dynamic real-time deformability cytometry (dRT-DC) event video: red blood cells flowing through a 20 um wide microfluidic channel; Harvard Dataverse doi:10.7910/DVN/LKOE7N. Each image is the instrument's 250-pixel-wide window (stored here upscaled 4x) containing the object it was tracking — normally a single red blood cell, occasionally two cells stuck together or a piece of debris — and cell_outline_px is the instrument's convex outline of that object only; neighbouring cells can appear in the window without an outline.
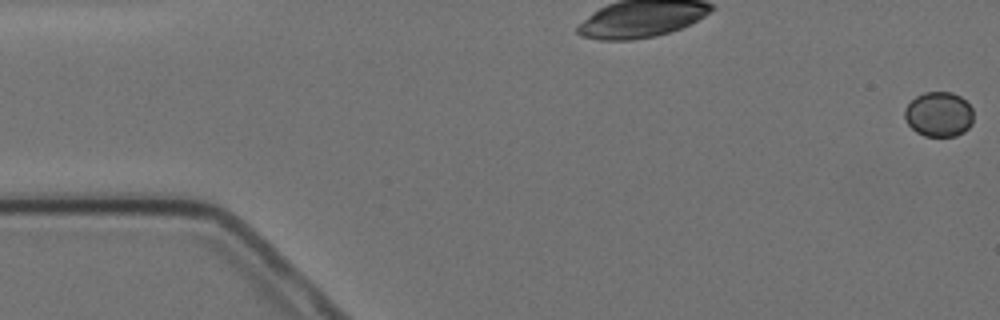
{"species": "Egyptian fruit bat (a non-hibernating species)", "species_latin": "Rousettus aegyptiacus", "temperature_condition": "cold", "stored_images_in_passage": 15, "camera_frame_rate_fps": 3000, "um_per_image_px": 0.085, "animal": {"sex": "female"}, "frame": {"image": 1, "passage_image": 1, "time_ms": 0.0, "image_size_px": [1000, 320], "cell_outline_px": [[972, 124], [964, 132], [956, 136], [924, 136], [916, 132], [908, 124], [904, 116], [904, 108], [916, 96], [924, 92], [952, 92], [960, 96], [972, 108]], "centroid_in_image_um": [79.79, 9.72], "position_along_channel_um": 5.2, "area_um2": 18.03}}
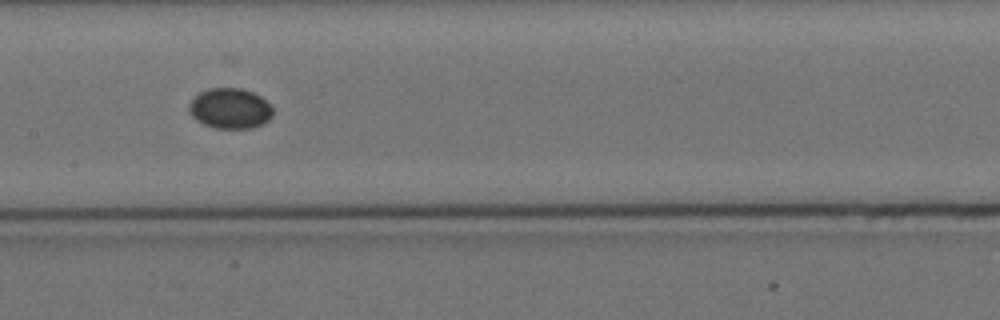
{"frame": {"image": 2, "passage_image": 8, "time_ms": 9.0, "image_size_px": [1000, 320], "cell_outline_px": [[272, 116], [268, 120], [252, 128], [216, 128], [204, 124], [196, 120], [192, 116], [188, 108], [188, 104], [200, 92], [212, 88], [240, 88], [252, 92], [260, 96], [272, 108]], "centroid_in_image_um": [19.53, 9.22], "position_along_channel_um": 187.9, "area_um2": 19.48}}
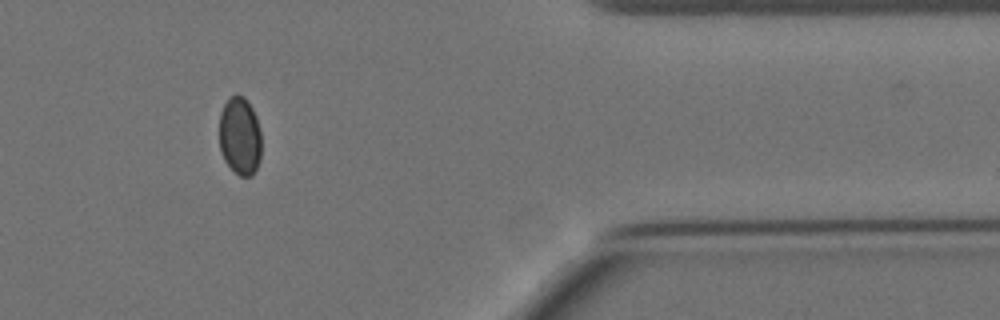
{"frame": {"image": 3, "passage_image": 13, "time_ms": 15.667, "image_size_px": [1000, 320], "cell_outline_px": [[260, 160], [252, 176], [240, 176], [224, 160], [220, 152], [220, 112], [224, 104], [236, 92], [244, 96], [248, 100], [256, 116], [260, 128]], "centroid_in_image_um": [20.39, 11.53], "position_along_channel_um": 391.0, "area_um2": 19.25}}